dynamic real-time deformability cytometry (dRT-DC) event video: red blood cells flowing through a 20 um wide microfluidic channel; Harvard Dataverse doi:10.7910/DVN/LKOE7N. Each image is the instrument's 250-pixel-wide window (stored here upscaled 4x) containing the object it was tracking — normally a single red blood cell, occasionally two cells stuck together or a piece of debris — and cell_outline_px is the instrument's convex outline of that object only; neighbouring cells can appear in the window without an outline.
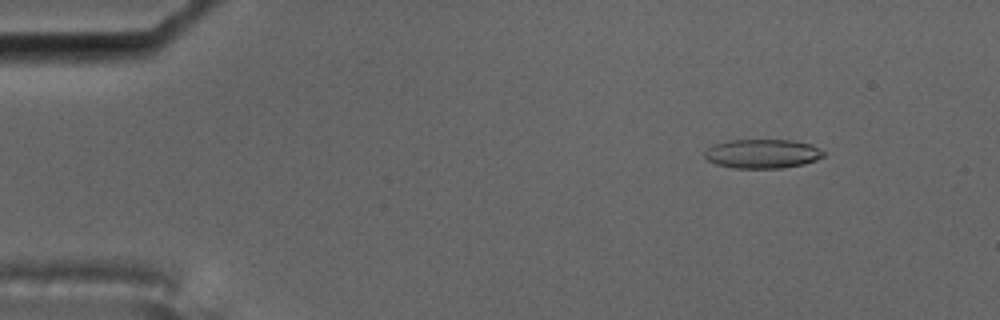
{"species": "common noctule bat (a hibernating species)", "species_latin": "Nyctalus noctula", "temperature_condition": "cold", "stored_images_in_passage": 4, "camera_frame_rate_fps": 3000, "um_per_image_px": 0.085, "animal": {"sex": "male", "body_mass_g": 17.5, "forearm_length_mm": 52.3}, "frame": {"image": 1, "passage_image": 2, "time_ms": 0.333, "image_size_px": [1000, 320], "cell_outline_px": [[824, 156], [816, 160], [804, 164], [780, 168], [736, 168], [716, 164], [708, 160], [704, 156], [704, 152], [712, 144], [728, 140], [792, 140], [812, 144], [824, 152]], "centroid_in_image_um": [64.8, 13.06], "position_along_channel_um": 20.2, "area_um2": 20.23}}